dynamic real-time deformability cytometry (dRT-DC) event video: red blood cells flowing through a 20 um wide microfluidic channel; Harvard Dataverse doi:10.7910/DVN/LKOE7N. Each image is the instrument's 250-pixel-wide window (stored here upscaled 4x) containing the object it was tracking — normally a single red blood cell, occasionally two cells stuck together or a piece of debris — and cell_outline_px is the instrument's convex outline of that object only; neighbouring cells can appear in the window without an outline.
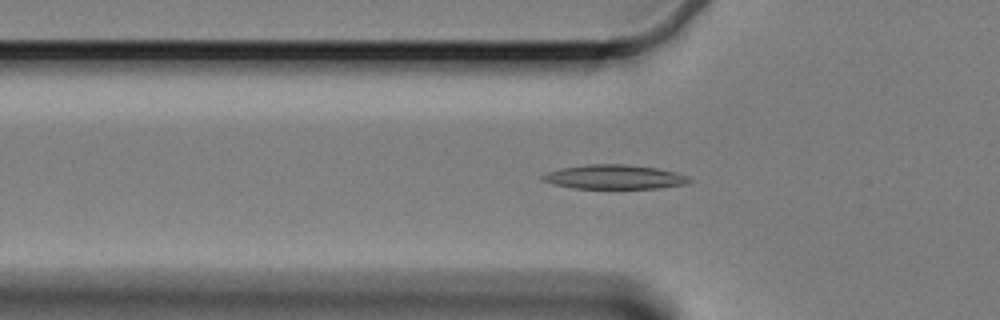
{"species": "Egyptian fruit bat (a non-hibernating species)", "species_latin": "Rousettus aegyptiacus", "temperature_condition": "cold", "stored_images_in_passage": 51, "camera_frame_rate_fps": 3000, "um_per_image_px": 0.085, "animal": {"sex": "female"}, "frame": {"image": 1, "passage_image": 10, "time_ms": 3.0, "image_size_px": [1000, 320], "cell_outline_px": [[692, 180], [684, 184], [656, 188], [572, 188], [552, 184], [540, 180], [540, 176], [544, 172], [560, 168], [588, 164], [624, 164], [656, 168], [676, 172], [688, 176]], "centroid_in_image_um": [52.13, 15.03], "position_along_channel_um": 73.7, "area_um2": 20.81}}
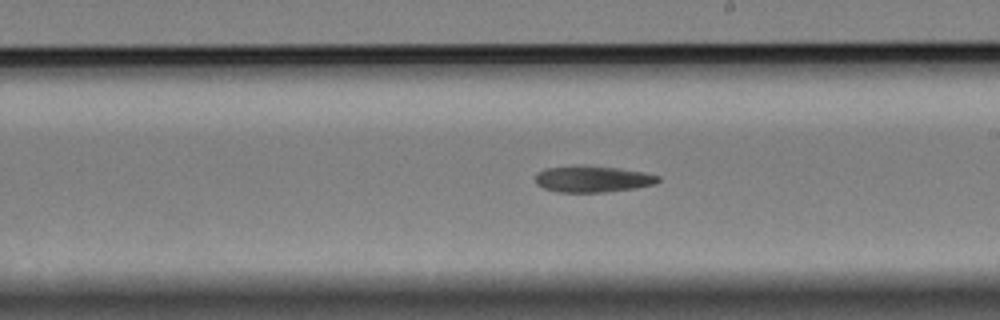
{"frame": {"image": 2, "passage_image": 25, "time_ms": 8.0, "image_size_px": [1000, 320], "cell_outline_px": [[660, 180], [656, 184], [636, 188], [604, 192], [560, 192], [544, 188], [536, 184], [536, 172], [544, 168], [572, 164], [588, 164], [620, 168], [644, 172], [660, 176]], "centroid_in_image_um": [50.36, 15.18], "position_along_channel_um": 238.6, "area_um2": 19.48}}
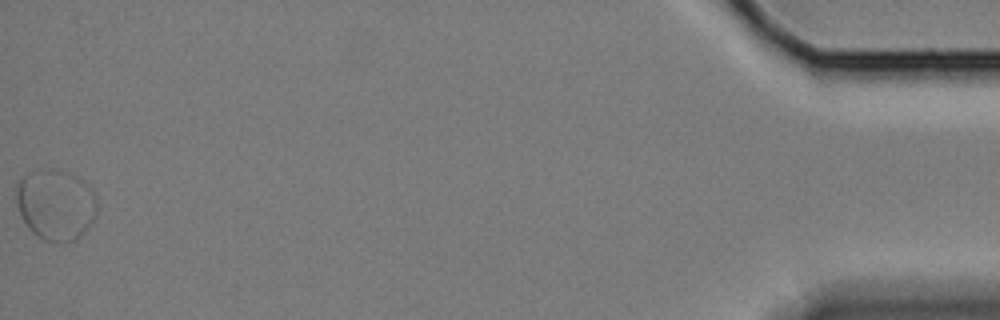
{"frame": {"image": 3, "passage_image": 51, "time_ms": 16.667, "image_size_px": [1000, 320], "cell_outline_px": [[96, 212], [88, 228], [76, 240], [60, 244], [44, 240], [36, 236], [28, 228], [16, 204], [16, 184], [24, 176], [32, 172], [44, 168], [52, 168], [68, 172], [76, 176], [96, 196]], "centroid_in_image_um": [4.71, 17.42], "position_along_channel_um": 430.5, "area_um2": 33.35}, "authors_computed_cell_mechanics": {"area_um2": 19.5942, "velocity_mm_per_s": 3.2891, "shape_relaxation_time_tau1_ms": 6.5872, "shape_relaxation_time_tau2_ms": null, "deformation_change_tau1": 0.1242, "deformation_change_tau2": null}}